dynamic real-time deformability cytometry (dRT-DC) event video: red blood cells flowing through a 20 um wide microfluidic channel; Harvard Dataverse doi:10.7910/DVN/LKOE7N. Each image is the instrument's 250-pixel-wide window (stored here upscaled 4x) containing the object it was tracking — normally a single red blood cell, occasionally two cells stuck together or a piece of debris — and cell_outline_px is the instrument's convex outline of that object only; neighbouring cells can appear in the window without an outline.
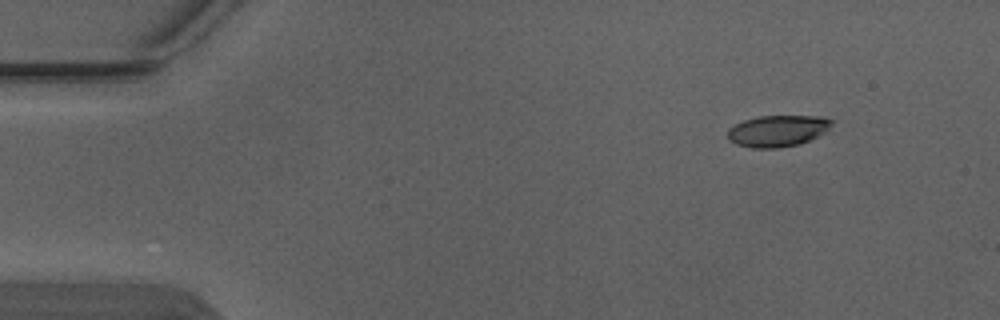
{"species": "Egyptian fruit bat (a non-hibernating species)", "species_latin": "Rousettus aegyptiacus", "temperature_condition": "warm", "stored_images_in_passage": 6, "segment_of_instrument_passage": [2, 2], "camera_frame_rate_fps": 3000, "um_per_image_px": 0.085, "animal": {"sex": "male"}, "frame": {"image": 1, "passage_image": 6, "time_ms": 1.667, "image_size_px": [1000, 320], "cell_outline_px": [[836, 120], [824, 132], [800, 144], [776, 148], [752, 148], [736, 144], [728, 140], [728, 128], [744, 120], [760, 116], [824, 116]], "centroid_in_image_um": [66.1, 11.12], "position_along_channel_um": 18.9, "area_um2": 19.07}}